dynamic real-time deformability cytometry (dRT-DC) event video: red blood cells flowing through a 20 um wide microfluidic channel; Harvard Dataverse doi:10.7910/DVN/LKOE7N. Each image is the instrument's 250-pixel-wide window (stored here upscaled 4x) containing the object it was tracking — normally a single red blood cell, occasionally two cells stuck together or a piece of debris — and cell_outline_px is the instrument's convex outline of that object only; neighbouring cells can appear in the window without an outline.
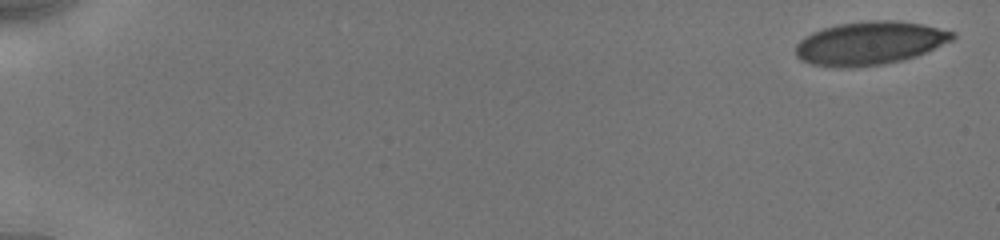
{"species": "human", "species_latin": "Homo sapiens", "temperature_condition": "cold", "stored_images_in_passage": 52, "camera_frame_rate_fps": 3000, "um_per_image_px": 0.085, "donor": {"sex": "male"}, "frame": {"image": 1, "passage_image": 1, "time_ms": 0.0, "image_size_px": [1000, 240], "cell_outline_px": [[956, 36], [952, 40], [916, 56], [884, 64], [812, 64], [800, 60], [796, 56], [796, 44], [804, 36], [812, 32], [836, 24], [872, 20], [896, 20], [920, 24], [956, 32]], "centroid_in_image_um": [73.95, 3.61], "position_along_channel_um": 11.0, "area_um2": 38.38}}
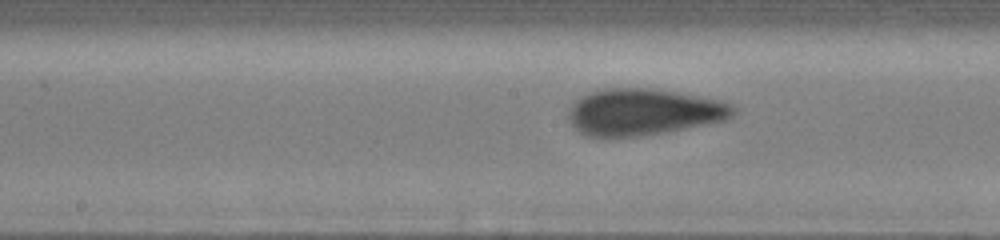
{"frame": {"image": 2, "passage_image": 30, "time_ms": 9.333, "image_size_px": [1000, 240], "cell_outline_px": [[736, 108], [732, 116], [728, 120], [708, 124], [664, 132], [640, 136], [604, 140], [584, 136], [572, 124], [568, 116], [576, 100], [580, 96], [604, 88], [648, 88], [676, 92], [720, 100], [732, 104]], "centroid_in_image_um": [54.68, 9.55], "position_along_channel_um": 193.5, "area_um2": 45.14}}
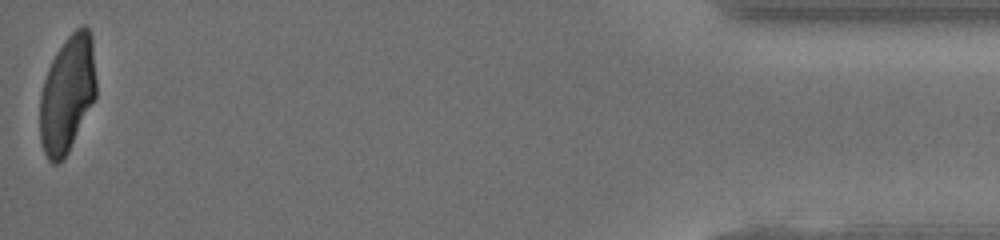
{"frame": {"image": 3, "passage_image": 51, "time_ms": 17.333, "image_size_px": [1000, 240], "cell_outline_px": [[96, 96], [64, 160], [56, 164], [52, 164], [48, 160], [44, 152], [40, 140], [40, 92], [48, 68], [56, 52], [64, 40], [76, 28], [84, 24], [88, 28], [92, 36], [96, 80]], "centroid_in_image_um": [5.71, 7.98], "position_along_channel_um": 429.5, "area_um2": 38.55}, "authors_computed_cell_mechanics": {"area_um2": 42.5697, "velocity_mm_per_s": 3.9158, "shape_relaxation_time_tau1_ms": 3.3365, "shape_relaxation_time_tau2_ms": null, "deformation_change_tau1": 0.1218, "deformation_change_tau2": null}}